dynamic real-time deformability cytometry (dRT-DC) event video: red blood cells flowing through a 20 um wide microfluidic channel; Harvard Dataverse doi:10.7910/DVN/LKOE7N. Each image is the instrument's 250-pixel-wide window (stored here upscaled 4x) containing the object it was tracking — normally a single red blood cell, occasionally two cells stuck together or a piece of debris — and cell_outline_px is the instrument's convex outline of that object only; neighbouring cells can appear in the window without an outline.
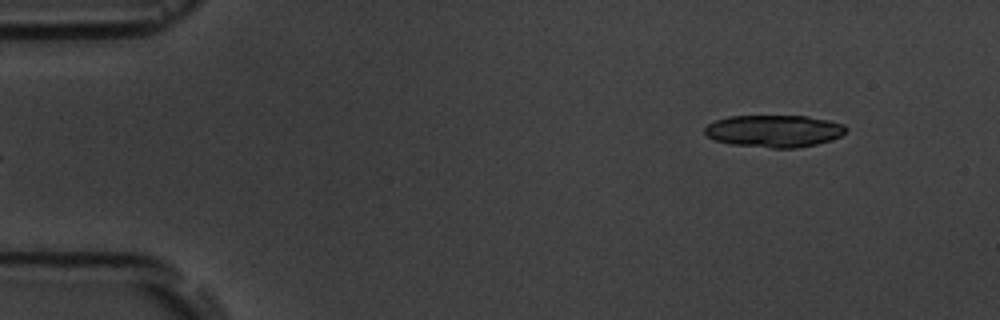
{"species": "common noctule bat (a hibernating species)", "species_latin": "Nyctalus noctula", "temperature_condition": "room temperature", "stored_images_in_passage": 5, "segment_of_instrument_passage": [2, 2], "camera_frame_rate_fps": 3000, "um_per_image_px": 0.085, "animal": {"sex": "male", "body_mass_g": 19.5, "forearm_length_mm": 54.6}, "frame": {"image": 1, "passage_image": 5, "time_ms": 5.333, "image_size_px": [1000, 320], "cell_outline_px": [[848, 128], [840, 136], [832, 140], [816, 144], [796, 148], [772, 148], [732, 144], [716, 140], [708, 136], [704, 132], [704, 128], [708, 124], [716, 120], [728, 116], [808, 116], [828, 120], [844, 124]], "centroid_in_image_um": [65.82, 11.13], "position_along_channel_um": 19.2, "area_um2": 26.47}}